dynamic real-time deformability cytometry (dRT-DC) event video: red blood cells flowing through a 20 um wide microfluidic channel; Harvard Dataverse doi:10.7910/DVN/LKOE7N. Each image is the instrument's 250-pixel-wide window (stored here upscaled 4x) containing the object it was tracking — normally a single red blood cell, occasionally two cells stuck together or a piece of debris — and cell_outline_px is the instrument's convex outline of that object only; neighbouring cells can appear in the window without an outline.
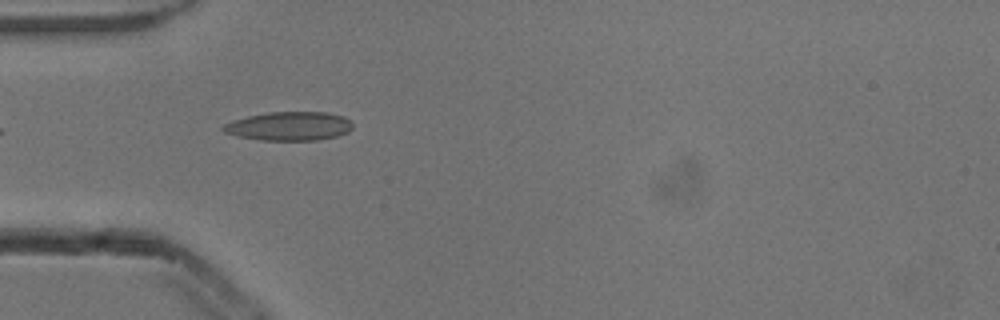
{"species": "common noctule bat (a hibernating species)", "species_latin": "Nyctalus noctula", "temperature_condition": "cold", "stored_images_in_passage": 20, "camera_frame_rate_fps": 3000, "um_per_image_px": 0.085, "animal": {"sex": "male", "body_mass_g": 13.3}, "frame": {"image": 1, "passage_image": 1, "time_ms": 0.0, "image_size_px": [1000, 320], "cell_outline_px": [[352, 128], [348, 132], [336, 136], [316, 140], [260, 140], [240, 136], [224, 132], [220, 128], [224, 124], [232, 120], [248, 116], [268, 112], [328, 112], [344, 116], [352, 124]], "centroid_in_image_um": [24.57, 10.71], "position_along_channel_um": 60.4, "area_um2": 21.68}}